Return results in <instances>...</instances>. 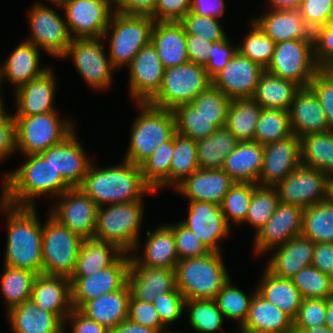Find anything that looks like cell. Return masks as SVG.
<instances>
[{
    "mask_svg": "<svg viewBox=\"0 0 333 333\" xmlns=\"http://www.w3.org/2000/svg\"><path fill=\"white\" fill-rule=\"evenodd\" d=\"M43 224L42 272L71 279L83 239L61 224L51 214Z\"/></svg>",
    "mask_w": 333,
    "mask_h": 333,
    "instance_id": "30bf717a",
    "label": "cell"
},
{
    "mask_svg": "<svg viewBox=\"0 0 333 333\" xmlns=\"http://www.w3.org/2000/svg\"><path fill=\"white\" fill-rule=\"evenodd\" d=\"M176 133L193 140H199L212 135L218 128L214 120L205 117L190 103L176 107L173 110Z\"/></svg>",
    "mask_w": 333,
    "mask_h": 333,
    "instance_id": "c3c4849f",
    "label": "cell"
},
{
    "mask_svg": "<svg viewBox=\"0 0 333 333\" xmlns=\"http://www.w3.org/2000/svg\"><path fill=\"white\" fill-rule=\"evenodd\" d=\"M94 165L93 162L90 164L79 188L98 207L138 201L146 193H155L144 182L140 166L126 160L107 168Z\"/></svg>",
    "mask_w": 333,
    "mask_h": 333,
    "instance_id": "3957f363",
    "label": "cell"
},
{
    "mask_svg": "<svg viewBox=\"0 0 333 333\" xmlns=\"http://www.w3.org/2000/svg\"><path fill=\"white\" fill-rule=\"evenodd\" d=\"M271 9H291L299 10L302 0H268Z\"/></svg>",
    "mask_w": 333,
    "mask_h": 333,
    "instance_id": "09005b40",
    "label": "cell"
},
{
    "mask_svg": "<svg viewBox=\"0 0 333 333\" xmlns=\"http://www.w3.org/2000/svg\"><path fill=\"white\" fill-rule=\"evenodd\" d=\"M41 155L72 187H79L92 163L74 131L63 142L45 150Z\"/></svg>",
    "mask_w": 333,
    "mask_h": 333,
    "instance_id": "603a6c76",
    "label": "cell"
},
{
    "mask_svg": "<svg viewBox=\"0 0 333 333\" xmlns=\"http://www.w3.org/2000/svg\"><path fill=\"white\" fill-rule=\"evenodd\" d=\"M127 284L134 299L153 303L160 294L176 289L175 269L136 266L130 260Z\"/></svg>",
    "mask_w": 333,
    "mask_h": 333,
    "instance_id": "484cf974",
    "label": "cell"
},
{
    "mask_svg": "<svg viewBox=\"0 0 333 333\" xmlns=\"http://www.w3.org/2000/svg\"><path fill=\"white\" fill-rule=\"evenodd\" d=\"M55 6L63 8L72 39L102 38L114 12L113 0H69Z\"/></svg>",
    "mask_w": 333,
    "mask_h": 333,
    "instance_id": "4fadbf2b",
    "label": "cell"
},
{
    "mask_svg": "<svg viewBox=\"0 0 333 333\" xmlns=\"http://www.w3.org/2000/svg\"><path fill=\"white\" fill-rule=\"evenodd\" d=\"M16 151L15 118L5 111L0 115V158Z\"/></svg>",
    "mask_w": 333,
    "mask_h": 333,
    "instance_id": "2644e50d",
    "label": "cell"
},
{
    "mask_svg": "<svg viewBox=\"0 0 333 333\" xmlns=\"http://www.w3.org/2000/svg\"><path fill=\"white\" fill-rule=\"evenodd\" d=\"M320 70L314 59L313 39H295L275 43L265 71L289 80L301 88L308 87Z\"/></svg>",
    "mask_w": 333,
    "mask_h": 333,
    "instance_id": "8fae6325",
    "label": "cell"
},
{
    "mask_svg": "<svg viewBox=\"0 0 333 333\" xmlns=\"http://www.w3.org/2000/svg\"><path fill=\"white\" fill-rule=\"evenodd\" d=\"M151 43L165 69L189 62L186 49V32L180 22L155 21Z\"/></svg>",
    "mask_w": 333,
    "mask_h": 333,
    "instance_id": "f546056e",
    "label": "cell"
},
{
    "mask_svg": "<svg viewBox=\"0 0 333 333\" xmlns=\"http://www.w3.org/2000/svg\"><path fill=\"white\" fill-rule=\"evenodd\" d=\"M184 309L188 311L189 323L198 333H215L223 329L224 316L215 300H187Z\"/></svg>",
    "mask_w": 333,
    "mask_h": 333,
    "instance_id": "f907efd6",
    "label": "cell"
},
{
    "mask_svg": "<svg viewBox=\"0 0 333 333\" xmlns=\"http://www.w3.org/2000/svg\"><path fill=\"white\" fill-rule=\"evenodd\" d=\"M49 68L41 76L30 80L15 90L16 114L13 117H28L57 111L54 106L55 76Z\"/></svg>",
    "mask_w": 333,
    "mask_h": 333,
    "instance_id": "cb8c5ba5",
    "label": "cell"
},
{
    "mask_svg": "<svg viewBox=\"0 0 333 333\" xmlns=\"http://www.w3.org/2000/svg\"><path fill=\"white\" fill-rule=\"evenodd\" d=\"M279 203L275 187L253 184V196L244 223L250 224L257 233L272 217Z\"/></svg>",
    "mask_w": 333,
    "mask_h": 333,
    "instance_id": "816d5d0a",
    "label": "cell"
},
{
    "mask_svg": "<svg viewBox=\"0 0 333 333\" xmlns=\"http://www.w3.org/2000/svg\"><path fill=\"white\" fill-rule=\"evenodd\" d=\"M330 198L333 200V178L331 179V185H330Z\"/></svg>",
    "mask_w": 333,
    "mask_h": 333,
    "instance_id": "b62a3aed",
    "label": "cell"
},
{
    "mask_svg": "<svg viewBox=\"0 0 333 333\" xmlns=\"http://www.w3.org/2000/svg\"><path fill=\"white\" fill-rule=\"evenodd\" d=\"M27 161L2 181L1 199L12 206L35 207V198H58L72 188L41 154L24 156Z\"/></svg>",
    "mask_w": 333,
    "mask_h": 333,
    "instance_id": "7a4b0ae2",
    "label": "cell"
},
{
    "mask_svg": "<svg viewBox=\"0 0 333 333\" xmlns=\"http://www.w3.org/2000/svg\"><path fill=\"white\" fill-rule=\"evenodd\" d=\"M317 96L326 115L328 130L333 131V73L320 69L308 86Z\"/></svg>",
    "mask_w": 333,
    "mask_h": 333,
    "instance_id": "6125c7cd",
    "label": "cell"
},
{
    "mask_svg": "<svg viewBox=\"0 0 333 333\" xmlns=\"http://www.w3.org/2000/svg\"><path fill=\"white\" fill-rule=\"evenodd\" d=\"M101 41V42H100ZM103 38L72 39L64 58L71 57L75 68L93 89H107L116 70L106 56Z\"/></svg>",
    "mask_w": 333,
    "mask_h": 333,
    "instance_id": "5bb4252c",
    "label": "cell"
},
{
    "mask_svg": "<svg viewBox=\"0 0 333 333\" xmlns=\"http://www.w3.org/2000/svg\"><path fill=\"white\" fill-rule=\"evenodd\" d=\"M14 118L16 149L24 156L41 154L75 131L74 123L60 120L57 111Z\"/></svg>",
    "mask_w": 333,
    "mask_h": 333,
    "instance_id": "ba28073f",
    "label": "cell"
},
{
    "mask_svg": "<svg viewBox=\"0 0 333 333\" xmlns=\"http://www.w3.org/2000/svg\"><path fill=\"white\" fill-rule=\"evenodd\" d=\"M261 278L260 285L255 289L257 293L294 320L303 298L292 280L277 277L267 269Z\"/></svg>",
    "mask_w": 333,
    "mask_h": 333,
    "instance_id": "74e56055",
    "label": "cell"
},
{
    "mask_svg": "<svg viewBox=\"0 0 333 333\" xmlns=\"http://www.w3.org/2000/svg\"><path fill=\"white\" fill-rule=\"evenodd\" d=\"M300 88L292 81L264 71L259 78L252 99L264 109L289 111L291 102Z\"/></svg>",
    "mask_w": 333,
    "mask_h": 333,
    "instance_id": "f35d334b",
    "label": "cell"
},
{
    "mask_svg": "<svg viewBox=\"0 0 333 333\" xmlns=\"http://www.w3.org/2000/svg\"><path fill=\"white\" fill-rule=\"evenodd\" d=\"M247 296L242 289L231 284L229 281L223 286V288L218 292L215 301L223 314L224 318L237 321L236 324L239 325V329L244 325L247 320L250 304L253 295Z\"/></svg>",
    "mask_w": 333,
    "mask_h": 333,
    "instance_id": "f5cc1de1",
    "label": "cell"
},
{
    "mask_svg": "<svg viewBox=\"0 0 333 333\" xmlns=\"http://www.w3.org/2000/svg\"><path fill=\"white\" fill-rule=\"evenodd\" d=\"M230 102V98L211 84L204 92L194 98L190 104L199 113L214 120V125L220 128L225 127Z\"/></svg>",
    "mask_w": 333,
    "mask_h": 333,
    "instance_id": "9f6ffc18",
    "label": "cell"
},
{
    "mask_svg": "<svg viewBox=\"0 0 333 333\" xmlns=\"http://www.w3.org/2000/svg\"><path fill=\"white\" fill-rule=\"evenodd\" d=\"M252 196L253 183L235 182L230 187L220 204L224 218L230 226L233 223H244Z\"/></svg>",
    "mask_w": 333,
    "mask_h": 333,
    "instance_id": "11a10c76",
    "label": "cell"
},
{
    "mask_svg": "<svg viewBox=\"0 0 333 333\" xmlns=\"http://www.w3.org/2000/svg\"><path fill=\"white\" fill-rule=\"evenodd\" d=\"M221 252L179 260L175 267L176 288L187 300H215L229 281Z\"/></svg>",
    "mask_w": 333,
    "mask_h": 333,
    "instance_id": "277c9868",
    "label": "cell"
},
{
    "mask_svg": "<svg viewBox=\"0 0 333 333\" xmlns=\"http://www.w3.org/2000/svg\"><path fill=\"white\" fill-rule=\"evenodd\" d=\"M292 135L289 112L262 108L256 125L254 141L265 146Z\"/></svg>",
    "mask_w": 333,
    "mask_h": 333,
    "instance_id": "681fc988",
    "label": "cell"
},
{
    "mask_svg": "<svg viewBox=\"0 0 333 333\" xmlns=\"http://www.w3.org/2000/svg\"><path fill=\"white\" fill-rule=\"evenodd\" d=\"M131 255L123 253L111 266L86 277H71V302L80 309L89 300L116 292L127 284Z\"/></svg>",
    "mask_w": 333,
    "mask_h": 333,
    "instance_id": "2e32d148",
    "label": "cell"
},
{
    "mask_svg": "<svg viewBox=\"0 0 333 333\" xmlns=\"http://www.w3.org/2000/svg\"><path fill=\"white\" fill-rule=\"evenodd\" d=\"M224 10V0H191L190 11L197 15L219 19Z\"/></svg>",
    "mask_w": 333,
    "mask_h": 333,
    "instance_id": "2a66077c",
    "label": "cell"
},
{
    "mask_svg": "<svg viewBox=\"0 0 333 333\" xmlns=\"http://www.w3.org/2000/svg\"><path fill=\"white\" fill-rule=\"evenodd\" d=\"M235 182L223 170L199 168L188 176L175 190L189 201L210 202L220 205Z\"/></svg>",
    "mask_w": 333,
    "mask_h": 333,
    "instance_id": "d4e9b609",
    "label": "cell"
},
{
    "mask_svg": "<svg viewBox=\"0 0 333 333\" xmlns=\"http://www.w3.org/2000/svg\"><path fill=\"white\" fill-rule=\"evenodd\" d=\"M301 164L333 178V131L308 134L300 138Z\"/></svg>",
    "mask_w": 333,
    "mask_h": 333,
    "instance_id": "7bdbcfd3",
    "label": "cell"
},
{
    "mask_svg": "<svg viewBox=\"0 0 333 333\" xmlns=\"http://www.w3.org/2000/svg\"><path fill=\"white\" fill-rule=\"evenodd\" d=\"M72 324L71 333H108V330L79 309H72L65 319Z\"/></svg>",
    "mask_w": 333,
    "mask_h": 333,
    "instance_id": "753ad0ef",
    "label": "cell"
},
{
    "mask_svg": "<svg viewBox=\"0 0 333 333\" xmlns=\"http://www.w3.org/2000/svg\"><path fill=\"white\" fill-rule=\"evenodd\" d=\"M0 277V292L3 295L7 312L31 299L32 286L36 274L25 270L3 265Z\"/></svg>",
    "mask_w": 333,
    "mask_h": 333,
    "instance_id": "bcb514c9",
    "label": "cell"
},
{
    "mask_svg": "<svg viewBox=\"0 0 333 333\" xmlns=\"http://www.w3.org/2000/svg\"><path fill=\"white\" fill-rule=\"evenodd\" d=\"M0 88H1V78H0ZM0 93H1V89H0ZM3 97L1 96L0 94V105H4V102H3Z\"/></svg>",
    "mask_w": 333,
    "mask_h": 333,
    "instance_id": "603ad722",
    "label": "cell"
},
{
    "mask_svg": "<svg viewBox=\"0 0 333 333\" xmlns=\"http://www.w3.org/2000/svg\"><path fill=\"white\" fill-rule=\"evenodd\" d=\"M240 330L246 333H288L293 330V319L256 292Z\"/></svg>",
    "mask_w": 333,
    "mask_h": 333,
    "instance_id": "8d00e7d4",
    "label": "cell"
},
{
    "mask_svg": "<svg viewBox=\"0 0 333 333\" xmlns=\"http://www.w3.org/2000/svg\"><path fill=\"white\" fill-rule=\"evenodd\" d=\"M326 299H302L297 317L293 320V329L303 332L305 329L325 325Z\"/></svg>",
    "mask_w": 333,
    "mask_h": 333,
    "instance_id": "91938a15",
    "label": "cell"
},
{
    "mask_svg": "<svg viewBox=\"0 0 333 333\" xmlns=\"http://www.w3.org/2000/svg\"><path fill=\"white\" fill-rule=\"evenodd\" d=\"M12 333H63L64 323L52 312L38 307L32 299L7 312Z\"/></svg>",
    "mask_w": 333,
    "mask_h": 333,
    "instance_id": "836d02e7",
    "label": "cell"
},
{
    "mask_svg": "<svg viewBox=\"0 0 333 333\" xmlns=\"http://www.w3.org/2000/svg\"><path fill=\"white\" fill-rule=\"evenodd\" d=\"M184 304L185 298L177 288L172 292L160 294L153 301L154 308L165 327L182 316L183 311H185Z\"/></svg>",
    "mask_w": 333,
    "mask_h": 333,
    "instance_id": "be15d7a7",
    "label": "cell"
},
{
    "mask_svg": "<svg viewBox=\"0 0 333 333\" xmlns=\"http://www.w3.org/2000/svg\"><path fill=\"white\" fill-rule=\"evenodd\" d=\"M186 49L190 62L206 66L212 43L200 36L186 34Z\"/></svg>",
    "mask_w": 333,
    "mask_h": 333,
    "instance_id": "8c879c8a",
    "label": "cell"
},
{
    "mask_svg": "<svg viewBox=\"0 0 333 333\" xmlns=\"http://www.w3.org/2000/svg\"><path fill=\"white\" fill-rule=\"evenodd\" d=\"M236 52L237 47H232L228 38L213 42L208 63L205 66L209 77L213 79L222 71Z\"/></svg>",
    "mask_w": 333,
    "mask_h": 333,
    "instance_id": "a7ac6f4b",
    "label": "cell"
},
{
    "mask_svg": "<svg viewBox=\"0 0 333 333\" xmlns=\"http://www.w3.org/2000/svg\"><path fill=\"white\" fill-rule=\"evenodd\" d=\"M199 169L196 140L174 134V153L170 166V186L174 189Z\"/></svg>",
    "mask_w": 333,
    "mask_h": 333,
    "instance_id": "7dc6e473",
    "label": "cell"
},
{
    "mask_svg": "<svg viewBox=\"0 0 333 333\" xmlns=\"http://www.w3.org/2000/svg\"><path fill=\"white\" fill-rule=\"evenodd\" d=\"M303 299L333 296V278L323 274L313 265L301 269L292 278Z\"/></svg>",
    "mask_w": 333,
    "mask_h": 333,
    "instance_id": "db71d44e",
    "label": "cell"
},
{
    "mask_svg": "<svg viewBox=\"0 0 333 333\" xmlns=\"http://www.w3.org/2000/svg\"><path fill=\"white\" fill-rule=\"evenodd\" d=\"M108 333H158L156 330L141 326L133 321L126 319L114 329L108 330Z\"/></svg>",
    "mask_w": 333,
    "mask_h": 333,
    "instance_id": "b9fcfbb0",
    "label": "cell"
},
{
    "mask_svg": "<svg viewBox=\"0 0 333 333\" xmlns=\"http://www.w3.org/2000/svg\"><path fill=\"white\" fill-rule=\"evenodd\" d=\"M0 209L7 214V242L4 265L43 274V225L36 207H18L0 199Z\"/></svg>",
    "mask_w": 333,
    "mask_h": 333,
    "instance_id": "6da1fadb",
    "label": "cell"
},
{
    "mask_svg": "<svg viewBox=\"0 0 333 333\" xmlns=\"http://www.w3.org/2000/svg\"><path fill=\"white\" fill-rule=\"evenodd\" d=\"M302 333H333V330L325 325L305 329Z\"/></svg>",
    "mask_w": 333,
    "mask_h": 333,
    "instance_id": "deb4b68c",
    "label": "cell"
},
{
    "mask_svg": "<svg viewBox=\"0 0 333 333\" xmlns=\"http://www.w3.org/2000/svg\"><path fill=\"white\" fill-rule=\"evenodd\" d=\"M59 197L50 214L82 239L94 238L98 209L94 201L79 187L70 188Z\"/></svg>",
    "mask_w": 333,
    "mask_h": 333,
    "instance_id": "e0dca14e",
    "label": "cell"
},
{
    "mask_svg": "<svg viewBox=\"0 0 333 333\" xmlns=\"http://www.w3.org/2000/svg\"><path fill=\"white\" fill-rule=\"evenodd\" d=\"M140 113L132 123L130 144L124 160L140 166L163 143L176 133L172 110L137 103Z\"/></svg>",
    "mask_w": 333,
    "mask_h": 333,
    "instance_id": "5b68a950",
    "label": "cell"
},
{
    "mask_svg": "<svg viewBox=\"0 0 333 333\" xmlns=\"http://www.w3.org/2000/svg\"><path fill=\"white\" fill-rule=\"evenodd\" d=\"M128 319L141 326L152 328L158 333H165L168 330L161 323L153 303L136 300L132 296L129 299Z\"/></svg>",
    "mask_w": 333,
    "mask_h": 333,
    "instance_id": "e7e4bbea",
    "label": "cell"
},
{
    "mask_svg": "<svg viewBox=\"0 0 333 333\" xmlns=\"http://www.w3.org/2000/svg\"><path fill=\"white\" fill-rule=\"evenodd\" d=\"M332 8L333 0H302L299 11L313 33L318 27L327 24Z\"/></svg>",
    "mask_w": 333,
    "mask_h": 333,
    "instance_id": "003e7915",
    "label": "cell"
},
{
    "mask_svg": "<svg viewBox=\"0 0 333 333\" xmlns=\"http://www.w3.org/2000/svg\"><path fill=\"white\" fill-rule=\"evenodd\" d=\"M179 22L186 34L200 36L211 43L228 38L219 20L214 17H205L190 11Z\"/></svg>",
    "mask_w": 333,
    "mask_h": 333,
    "instance_id": "680465c9",
    "label": "cell"
},
{
    "mask_svg": "<svg viewBox=\"0 0 333 333\" xmlns=\"http://www.w3.org/2000/svg\"><path fill=\"white\" fill-rule=\"evenodd\" d=\"M191 0H158L150 15L154 21L179 22L190 12Z\"/></svg>",
    "mask_w": 333,
    "mask_h": 333,
    "instance_id": "89a4df30",
    "label": "cell"
},
{
    "mask_svg": "<svg viewBox=\"0 0 333 333\" xmlns=\"http://www.w3.org/2000/svg\"><path fill=\"white\" fill-rule=\"evenodd\" d=\"M154 22L150 15L113 12L102 38L110 39L107 55L115 69L129 66L137 53L151 42Z\"/></svg>",
    "mask_w": 333,
    "mask_h": 333,
    "instance_id": "52a82bcc",
    "label": "cell"
},
{
    "mask_svg": "<svg viewBox=\"0 0 333 333\" xmlns=\"http://www.w3.org/2000/svg\"><path fill=\"white\" fill-rule=\"evenodd\" d=\"M325 326L333 330V296L326 299Z\"/></svg>",
    "mask_w": 333,
    "mask_h": 333,
    "instance_id": "979ff035",
    "label": "cell"
},
{
    "mask_svg": "<svg viewBox=\"0 0 333 333\" xmlns=\"http://www.w3.org/2000/svg\"><path fill=\"white\" fill-rule=\"evenodd\" d=\"M237 143V139L226 127H220L212 135L196 140L199 168L221 170L225 158Z\"/></svg>",
    "mask_w": 333,
    "mask_h": 333,
    "instance_id": "b9f144b4",
    "label": "cell"
},
{
    "mask_svg": "<svg viewBox=\"0 0 333 333\" xmlns=\"http://www.w3.org/2000/svg\"><path fill=\"white\" fill-rule=\"evenodd\" d=\"M261 110V106L252 98L231 99L225 127L238 142L254 141Z\"/></svg>",
    "mask_w": 333,
    "mask_h": 333,
    "instance_id": "60d3db41",
    "label": "cell"
},
{
    "mask_svg": "<svg viewBox=\"0 0 333 333\" xmlns=\"http://www.w3.org/2000/svg\"><path fill=\"white\" fill-rule=\"evenodd\" d=\"M312 37L316 65L320 69H328L333 64V26L318 27Z\"/></svg>",
    "mask_w": 333,
    "mask_h": 333,
    "instance_id": "03108f58",
    "label": "cell"
},
{
    "mask_svg": "<svg viewBox=\"0 0 333 333\" xmlns=\"http://www.w3.org/2000/svg\"><path fill=\"white\" fill-rule=\"evenodd\" d=\"M315 243L302 235L275 248L266 269L277 277L292 278L301 269L312 264ZM277 250V251H276Z\"/></svg>",
    "mask_w": 333,
    "mask_h": 333,
    "instance_id": "f1b7e54d",
    "label": "cell"
},
{
    "mask_svg": "<svg viewBox=\"0 0 333 333\" xmlns=\"http://www.w3.org/2000/svg\"><path fill=\"white\" fill-rule=\"evenodd\" d=\"M300 165V138L296 135L266 144L257 185L275 187Z\"/></svg>",
    "mask_w": 333,
    "mask_h": 333,
    "instance_id": "44dd1931",
    "label": "cell"
},
{
    "mask_svg": "<svg viewBox=\"0 0 333 333\" xmlns=\"http://www.w3.org/2000/svg\"><path fill=\"white\" fill-rule=\"evenodd\" d=\"M303 209L280 202L266 224L255 234V254H263L301 235ZM277 245V247H276Z\"/></svg>",
    "mask_w": 333,
    "mask_h": 333,
    "instance_id": "ffe728a7",
    "label": "cell"
},
{
    "mask_svg": "<svg viewBox=\"0 0 333 333\" xmlns=\"http://www.w3.org/2000/svg\"><path fill=\"white\" fill-rule=\"evenodd\" d=\"M301 235L314 243H333V200L303 209Z\"/></svg>",
    "mask_w": 333,
    "mask_h": 333,
    "instance_id": "ee69618b",
    "label": "cell"
},
{
    "mask_svg": "<svg viewBox=\"0 0 333 333\" xmlns=\"http://www.w3.org/2000/svg\"><path fill=\"white\" fill-rule=\"evenodd\" d=\"M180 223L191 230L210 252H222L220 240L230 233L221 206L200 201H189L188 216Z\"/></svg>",
    "mask_w": 333,
    "mask_h": 333,
    "instance_id": "ac0fdd59",
    "label": "cell"
},
{
    "mask_svg": "<svg viewBox=\"0 0 333 333\" xmlns=\"http://www.w3.org/2000/svg\"><path fill=\"white\" fill-rule=\"evenodd\" d=\"M263 155L264 146L258 142H238L222 169L234 182L258 184Z\"/></svg>",
    "mask_w": 333,
    "mask_h": 333,
    "instance_id": "d590c367",
    "label": "cell"
},
{
    "mask_svg": "<svg viewBox=\"0 0 333 333\" xmlns=\"http://www.w3.org/2000/svg\"><path fill=\"white\" fill-rule=\"evenodd\" d=\"M31 299L38 307L54 313L65 325V319L73 309L70 279L62 276L36 275Z\"/></svg>",
    "mask_w": 333,
    "mask_h": 333,
    "instance_id": "4316f807",
    "label": "cell"
},
{
    "mask_svg": "<svg viewBox=\"0 0 333 333\" xmlns=\"http://www.w3.org/2000/svg\"><path fill=\"white\" fill-rule=\"evenodd\" d=\"M28 14L32 33L26 41L52 57L63 58L72 40L65 17L42 3H36Z\"/></svg>",
    "mask_w": 333,
    "mask_h": 333,
    "instance_id": "9a60e30c",
    "label": "cell"
},
{
    "mask_svg": "<svg viewBox=\"0 0 333 333\" xmlns=\"http://www.w3.org/2000/svg\"><path fill=\"white\" fill-rule=\"evenodd\" d=\"M128 69L131 98L136 103L149 102L160 90L165 70L151 42L137 53Z\"/></svg>",
    "mask_w": 333,
    "mask_h": 333,
    "instance_id": "d6986e66",
    "label": "cell"
},
{
    "mask_svg": "<svg viewBox=\"0 0 333 333\" xmlns=\"http://www.w3.org/2000/svg\"><path fill=\"white\" fill-rule=\"evenodd\" d=\"M158 0H113L114 11L122 14L151 15Z\"/></svg>",
    "mask_w": 333,
    "mask_h": 333,
    "instance_id": "34e18365",
    "label": "cell"
},
{
    "mask_svg": "<svg viewBox=\"0 0 333 333\" xmlns=\"http://www.w3.org/2000/svg\"><path fill=\"white\" fill-rule=\"evenodd\" d=\"M212 84L205 66L187 62L164 70L158 93L148 102L167 110L189 104Z\"/></svg>",
    "mask_w": 333,
    "mask_h": 333,
    "instance_id": "9c48e42d",
    "label": "cell"
},
{
    "mask_svg": "<svg viewBox=\"0 0 333 333\" xmlns=\"http://www.w3.org/2000/svg\"><path fill=\"white\" fill-rule=\"evenodd\" d=\"M130 297V289L126 284L116 292L89 300L79 310L107 330H111L128 319Z\"/></svg>",
    "mask_w": 333,
    "mask_h": 333,
    "instance_id": "e575fe53",
    "label": "cell"
},
{
    "mask_svg": "<svg viewBox=\"0 0 333 333\" xmlns=\"http://www.w3.org/2000/svg\"><path fill=\"white\" fill-rule=\"evenodd\" d=\"M174 153V136L161 144L141 165L144 182L153 190L170 186V166Z\"/></svg>",
    "mask_w": 333,
    "mask_h": 333,
    "instance_id": "f6af8a7d",
    "label": "cell"
},
{
    "mask_svg": "<svg viewBox=\"0 0 333 333\" xmlns=\"http://www.w3.org/2000/svg\"><path fill=\"white\" fill-rule=\"evenodd\" d=\"M143 198L129 203L107 205L97 209L94 238L115 245L126 254L137 251L141 222L143 221Z\"/></svg>",
    "mask_w": 333,
    "mask_h": 333,
    "instance_id": "8992f818",
    "label": "cell"
},
{
    "mask_svg": "<svg viewBox=\"0 0 333 333\" xmlns=\"http://www.w3.org/2000/svg\"><path fill=\"white\" fill-rule=\"evenodd\" d=\"M123 252L95 238L83 239L72 277H86L111 266Z\"/></svg>",
    "mask_w": 333,
    "mask_h": 333,
    "instance_id": "ab89813d",
    "label": "cell"
},
{
    "mask_svg": "<svg viewBox=\"0 0 333 333\" xmlns=\"http://www.w3.org/2000/svg\"><path fill=\"white\" fill-rule=\"evenodd\" d=\"M53 4H60L61 0H48Z\"/></svg>",
    "mask_w": 333,
    "mask_h": 333,
    "instance_id": "5803f987",
    "label": "cell"
},
{
    "mask_svg": "<svg viewBox=\"0 0 333 333\" xmlns=\"http://www.w3.org/2000/svg\"><path fill=\"white\" fill-rule=\"evenodd\" d=\"M288 112L291 132L299 138L328 131L324 110L309 87L300 88L291 102Z\"/></svg>",
    "mask_w": 333,
    "mask_h": 333,
    "instance_id": "83f0119b",
    "label": "cell"
},
{
    "mask_svg": "<svg viewBox=\"0 0 333 333\" xmlns=\"http://www.w3.org/2000/svg\"><path fill=\"white\" fill-rule=\"evenodd\" d=\"M251 30L243 40V43L237 46V51L258 63L264 69L268 66L275 50V43L261 30V28L252 20Z\"/></svg>",
    "mask_w": 333,
    "mask_h": 333,
    "instance_id": "6f0895ef",
    "label": "cell"
},
{
    "mask_svg": "<svg viewBox=\"0 0 333 333\" xmlns=\"http://www.w3.org/2000/svg\"><path fill=\"white\" fill-rule=\"evenodd\" d=\"M146 236L143 256L131 254V261L136 266L175 269L179 258L173 231L165 224L158 226L154 232L147 230Z\"/></svg>",
    "mask_w": 333,
    "mask_h": 333,
    "instance_id": "d6a6232c",
    "label": "cell"
},
{
    "mask_svg": "<svg viewBox=\"0 0 333 333\" xmlns=\"http://www.w3.org/2000/svg\"><path fill=\"white\" fill-rule=\"evenodd\" d=\"M327 24L333 26V8L330 12V16H329Z\"/></svg>",
    "mask_w": 333,
    "mask_h": 333,
    "instance_id": "67dfc351",
    "label": "cell"
},
{
    "mask_svg": "<svg viewBox=\"0 0 333 333\" xmlns=\"http://www.w3.org/2000/svg\"><path fill=\"white\" fill-rule=\"evenodd\" d=\"M253 21L274 42L313 39L299 10L272 9Z\"/></svg>",
    "mask_w": 333,
    "mask_h": 333,
    "instance_id": "1f68e13d",
    "label": "cell"
},
{
    "mask_svg": "<svg viewBox=\"0 0 333 333\" xmlns=\"http://www.w3.org/2000/svg\"><path fill=\"white\" fill-rule=\"evenodd\" d=\"M331 178L312 167L301 164L275 188L280 202L305 209L330 198Z\"/></svg>",
    "mask_w": 333,
    "mask_h": 333,
    "instance_id": "7c38bea8",
    "label": "cell"
},
{
    "mask_svg": "<svg viewBox=\"0 0 333 333\" xmlns=\"http://www.w3.org/2000/svg\"><path fill=\"white\" fill-rule=\"evenodd\" d=\"M174 233L176 250L179 260L188 258H199L210 251L195 236V234L183 226L180 222L175 224H166Z\"/></svg>",
    "mask_w": 333,
    "mask_h": 333,
    "instance_id": "94428289",
    "label": "cell"
},
{
    "mask_svg": "<svg viewBox=\"0 0 333 333\" xmlns=\"http://www.w3.org/2000/svg\"><path fill=\"white\" fill-rule=\"evenodd\" d=\"M311 265L333 278V243H315Z\"/></svg>",
    "mask_w": 333,
    "mask_h": 333,
    "instance_id": "11e5206c",
    "label": "cell"
},
{
    "mask_svg": "<svg viewBox=\"0 0 333 333\" xmlns=\"http://www.w3.org/2000/svg\"><path fill=\"white\" fill-rule=\"evenodd\" d=\"M40 49L26 40L12 51L5 62L0 65L1 85L3 79L15 84V90L28 83L30 80L41 76L49 69L41 68Z\"/></svg>",
    "mask_w": 333,
    "mask_h": 333,
    "instance_id": "4dcf8cb0",
    "label": "cell"
},
{
    "mask_svg": "<svg viewBox=\"0 0 333 333\" xmlns=\"http://www.w3.org/2000/svg\"><path fill=\"white\" fill-rule=\"evenodd\" d=\"M265 69L238 51L213 79L212 84L228 98H252Z\"/></svg>",
    "mask_w": 333,
    "mask_h": 333,
    "instance_id": "7402d4cb",
    "label": "cell"
}]
</instances>
